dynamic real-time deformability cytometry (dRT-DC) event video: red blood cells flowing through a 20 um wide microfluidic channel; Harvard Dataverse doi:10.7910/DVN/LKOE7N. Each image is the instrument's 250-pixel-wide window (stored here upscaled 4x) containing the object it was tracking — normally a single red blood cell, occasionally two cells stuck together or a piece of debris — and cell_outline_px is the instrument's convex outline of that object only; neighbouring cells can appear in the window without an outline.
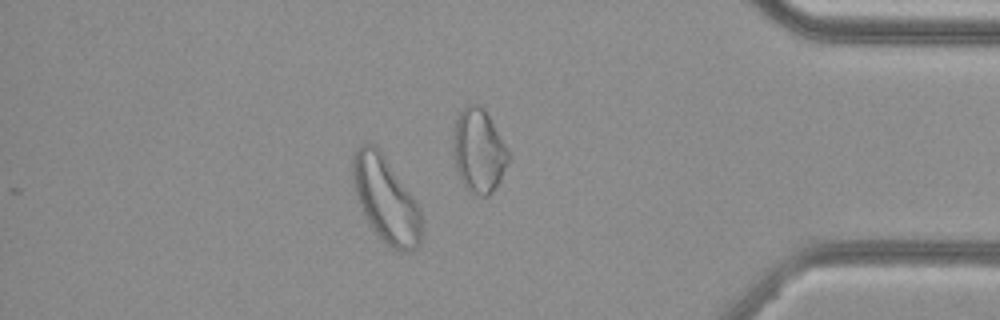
{"species": "common noctule bat (a hibernating species)", "species_latin": "Nyctalus noctula", "temperature_condition": "cold", "stored_images_in_passage": 50, "camera_frame_rate_fps": 3000, "um_per_image_px": 0.085, "animal": {"sex": "female", "body_mass_g": 29.2, "forearm_length_mm": 56.3}, "frame": {"image": 1, "passage_image": 43, "time_ms": 14.0, "image_size_px": [1000, 320], "cell_outline_px": [[420, 244], [412, 252], [404, 252], [392, 248], [380, 240], [368, 224], [364, 216], [356, 196], [352, 180], [352, 156], [356, 148], [360, 144], [376, 144], [380, 148], [420, 208]], "centroid_in_image_um": [32.75, 16.95], "position_along_channel_um": 402.4, "area_um2": 34.62}}